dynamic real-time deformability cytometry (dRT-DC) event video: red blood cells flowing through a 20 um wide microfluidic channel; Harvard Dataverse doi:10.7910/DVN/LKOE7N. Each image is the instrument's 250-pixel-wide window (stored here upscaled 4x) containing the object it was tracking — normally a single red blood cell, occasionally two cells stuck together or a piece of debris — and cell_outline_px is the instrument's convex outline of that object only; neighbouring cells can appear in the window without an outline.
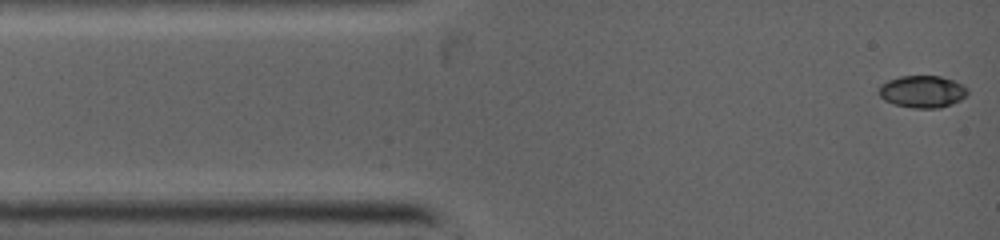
{"species": "common noctule bat (a hibernating species)", "species_latin": "Nyctalus noctula", "temperature_condition": "warm", "stored_images_in_passage": 35, "camera_frame_rate_fps": 5000, "um_per_image_px": 0.085, "animal": {"sex": "female", "body_mass_g": 19.0, "forearm_length_mm": 53.3}, "frame": {"image": 1, "passage_image": 1, "time_ms": 0.0, "image_size_px": [1000, 240], "cell_outline_px": [[968, 92], [960, 100], [952, 104], [940, 108], [912, 108], [896, 104], [884, 100], [876, 92], [880, 84], [888, 80], [900, 76], [940, 76], [952, 80], [968, 88]], "centroid_in_image_um": [78.36, 7.78], "position_along_channel_um": 6.6, "area_um2": 16.65}}
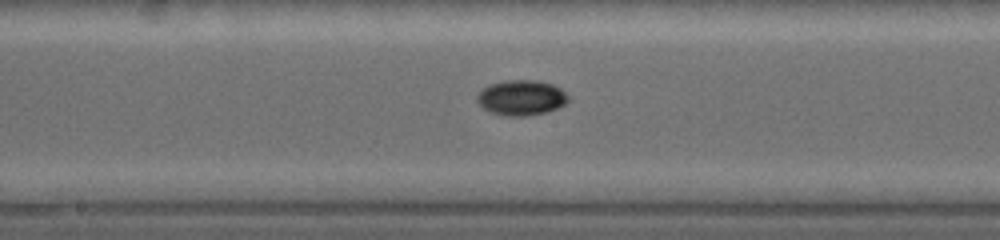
{"frame": {"image": 2, "passage_image": 15, "time_ms": 5.4, "image_size_px": [1000, 240], "cell_outline_px": [[568, 100], [564, 104], [556, 108], [544, 112], [524, 116], [508, 116], [492, 112], [484, 108], [476, 100], [476, 96], [484, 88], [492, 84], [508, 80], [536, 80], [552, 84], [560, 88], [568, 96]], "centroid_in_image_um": [44.31, 8.3], "position_along_channel_um": 203.9, "area_um2": 18.32}}
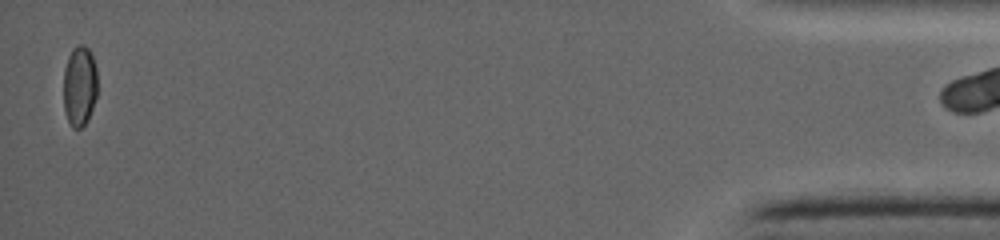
{"frame": {"image": 3, "passage_image": 34, "time_ms": 12.6, "image_size_px": [1000, 240], "cell_outline_px": [[96, 96], [88, 120], [80, 128], [72, 128], [68, 120], [64, 108], [64, 68], [68, 56], [72, 48], [76, 44], [84, 44], [88, 48], [92, 56], [96, 68]], "centroid_in_image_um": [6.75, 7.27], "position_along_channel_um": 428.4, "area_um2": 15.9}}